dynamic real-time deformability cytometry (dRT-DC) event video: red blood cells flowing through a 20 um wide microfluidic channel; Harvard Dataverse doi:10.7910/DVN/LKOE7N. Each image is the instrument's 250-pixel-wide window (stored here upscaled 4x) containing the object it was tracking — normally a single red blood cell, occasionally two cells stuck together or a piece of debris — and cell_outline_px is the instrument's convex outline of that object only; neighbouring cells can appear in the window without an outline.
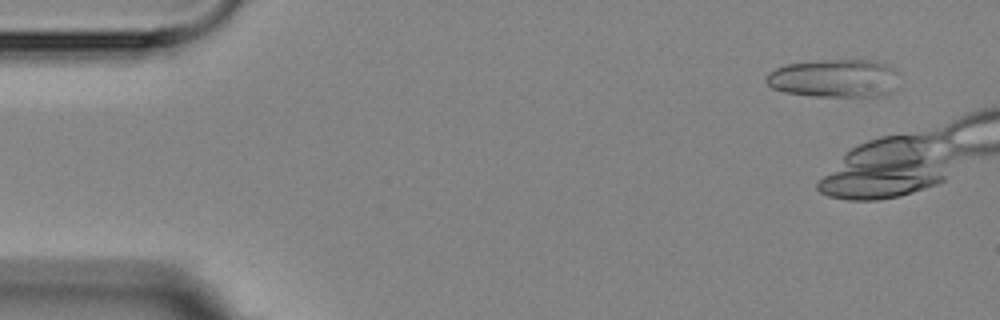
{"species": "Egyptian fruit bat (a non-hibernating species)", "species_latin": "Rousettus aegyptiacus", "temperature_condition": "room temperature", "stored_images_in_passage": 3, "camera_frame_rate_fps": 3000, "um_per_image_px": 0.085, "animal": {"sex": "female"}, "frame": {"image": 1, "passage_image": 1, "time_ms": 0.0, "image_size_px": [1000, 320], "cell_outline_px": [[896, 72], [892, 92], [876, 96], [812, 96], [784, 92], [772, 88], [764, 80], [764, 76], [768, 72], [784, 64], [824, 60], [880, 60], [892, 68]], "centroid_in_image_um": [70.85, 6.65], "position_along_channel_um": 14.2, "area_um2": 29.54}}